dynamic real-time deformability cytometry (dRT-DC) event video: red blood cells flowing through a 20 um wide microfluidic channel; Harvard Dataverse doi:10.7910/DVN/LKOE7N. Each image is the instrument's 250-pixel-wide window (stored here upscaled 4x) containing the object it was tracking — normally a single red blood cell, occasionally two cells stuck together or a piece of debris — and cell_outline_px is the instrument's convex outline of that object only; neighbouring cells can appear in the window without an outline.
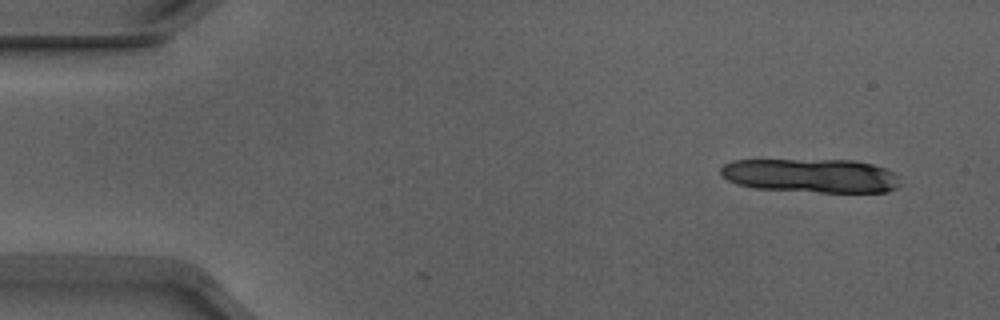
{"species": "Egyptian fruit bat (a non-hibernating species)", "species_latin": "Rousettus aegyptiacus", "temperature_condition": "warm", "stored_images_in_passage": 4, "camera_frame_rate_fps": 3000, "um_per_image_px": 0.085, "animal": {"sex": "male"}, "frame": {"image": 1, "passage_image": 1, "time_ms": 0.0, "image_size_px": [1000, 320], "cell_outline_px": [[900, 184], [896, 188], [884, 192], [820, 192], [756, 188], [736, 184], [720, 176], [720, 168], [724, 164], [732, 160], [852, 160], [872, 164], [884, 168], [892, 172], [896, 176]], "centroid_in_image_um": [68.89, 14.92], "position_along_channel_um": 16.1, "area_um2": 35.43}}